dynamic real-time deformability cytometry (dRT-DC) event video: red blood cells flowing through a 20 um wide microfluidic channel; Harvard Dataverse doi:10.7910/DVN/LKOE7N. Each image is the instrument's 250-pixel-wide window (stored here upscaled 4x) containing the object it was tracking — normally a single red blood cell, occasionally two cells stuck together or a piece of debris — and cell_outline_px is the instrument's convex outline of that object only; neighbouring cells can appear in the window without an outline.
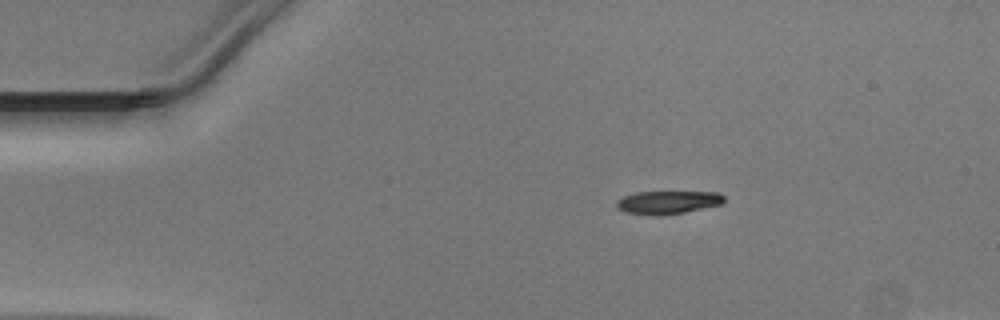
{"species": "Egyptian fruit bat (a non-hibernating species)", "species_latin": "Rousettus aegyptiacus", "temperature_condition": "warm", "stored_images_in_passage": 40, "camera_frame_rate_fps": 3000, "um_per_image_px": 0.085, "animal": {"sex": "male"}, "frame": {"image": 1, "passage_image": 1, "time_ms": 0.0, "image_size_px": [1000, 320], "cell_outline_px": [[724, 200], [720, 204], [684, 212], [660, 216], [652, 216], [628, 212], [616, 208], [616, 200], [624, 196], [636, 192], [720, 192], [724, 196]], "centroid_in_image_um": [56.73, 17.2], "position_along_channel_um": 28.3, "area_um2": 14.45}}
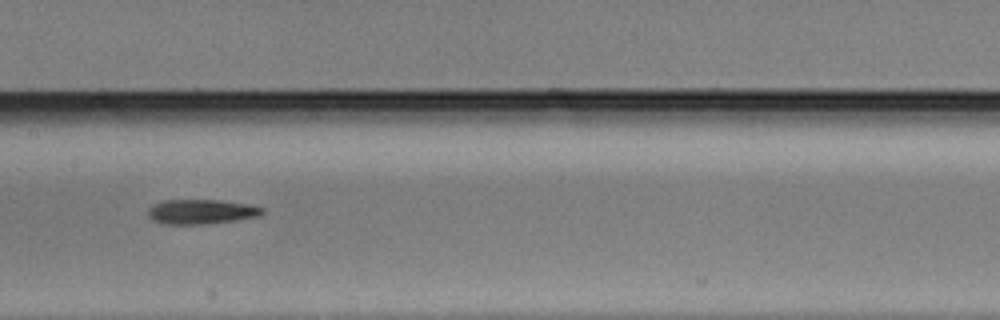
{"frame": {"image": 2, "passage_image": 17, "time_ms": 5.333, "image_size_px": [1000, 320], "cell_outline_px": [[264, 212], [260, 216], [232, 220], [200, 224], [164, 224], [152, 220], [148, 216], [148, 208], [152, 204], [164, 200], [220, 200], [248, 204], [264, 208]], "centroid_in_image_um": [17.07, 17.98], "position_along_channel_um": 190.3, "area_um2": 16.36}}
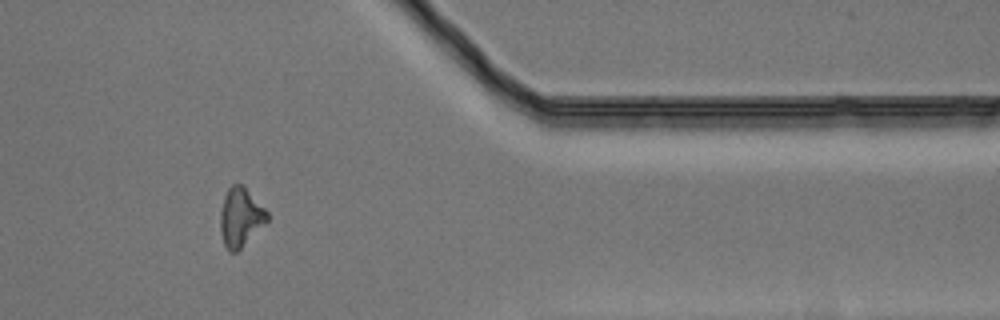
{"frame": {"image": 3, "passage_image": 33, "time_ms": 10.667, "image_size_px": [1000, 320], "cell_outline_px": [[268, 220], [236, 252], [228, 252], [224, 244], [220, 228], [220, 212], [224, 196], [228, 188], [232, 184], [244, 184], [268, 212]], "centroid_in_image_um": [20.43, 18.43], "position_along_channel_um": 391.0, "area_um2": 16.01}}